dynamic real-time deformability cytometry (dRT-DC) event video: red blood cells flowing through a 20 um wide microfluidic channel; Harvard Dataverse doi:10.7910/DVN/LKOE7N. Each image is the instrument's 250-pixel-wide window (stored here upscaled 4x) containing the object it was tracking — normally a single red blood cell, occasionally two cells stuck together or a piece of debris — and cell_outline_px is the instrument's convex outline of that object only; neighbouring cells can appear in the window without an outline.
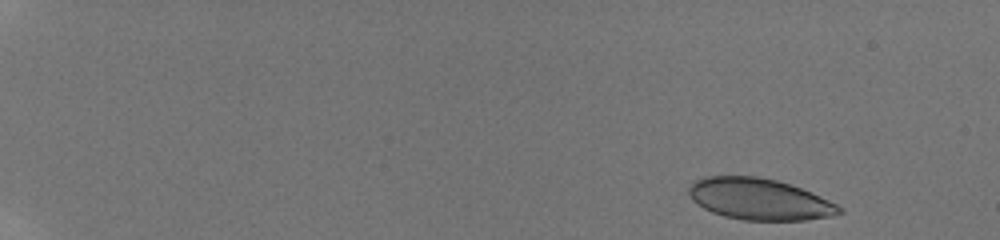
{"species": "human", "species_latin": "Homo sapiens", "temperature_condition": "room temperature", "stored_images_in_passage": 52, "camera_frame_rate_fps": 3000, "um_per_image_px": 0.085, "donor": {"sex": "male"}, "frame": {"image": 1, "passage_image": 3, "time_ms": 0.667, "image_size_px": [1000, 240], "cell_outline_px": [[844, 212], [832, 216], [804, 220], [744, 220], [724, 216], [712, 212], [704, 208], [692, 200], [688, 192], [688, 188], [696, 180], [704, 176], [756, 176], [776, 180], [800, 188], [820, 196], [844, 208]], "centroid_in_image_um": [64.54, 16.93], "position_along_channel_um": 20.5, "area_um2": 36.13}}
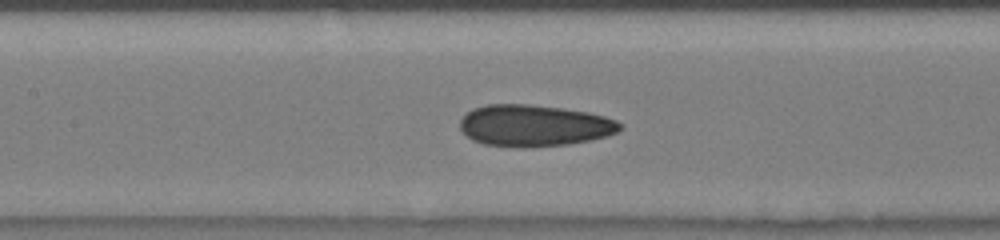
{"frame": {"image": 2, "passage_image": 27, "time_ms": 8.667, "image_size_px": [1000, 240], "cell_outline_px": [[624, 128], [608, 136], [592, 140], [568, 144], [524, 148], [520, 148], [484, 144], [472, 140], [460, 128], [460, 120], [472, 108], [488, 104], [528, 104], [564, 108], [588, 112], [604, 116], [616, 120], [624, 124]], "centroid_in_image_um": [45.44, 10.68], "position_along_channel_um": 162.0, "area_um2": 39.13}}
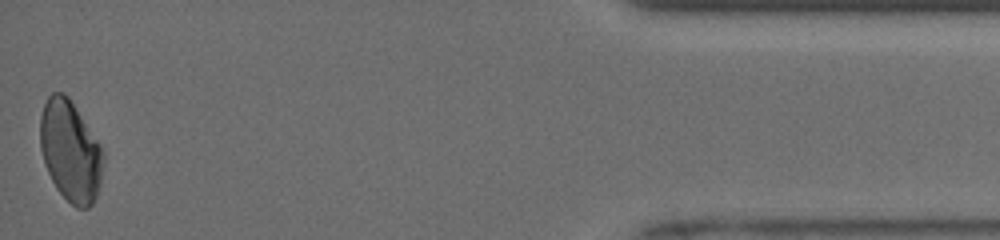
{"frame": {"image": 3, "passage_image": 52, "time_ms": 17.0, "image_size_px": [1000, 240], "cell_outline_px": [[104, 160], [100, 184], [96, 196], [92, 204], [88, 208], [76, 208], [56, 188], [44, 164], [40, 148], [40, 116], [44, 104], [48, 96], [52, 92], [64, 92], [68, 96], [100, 144], [104, 152]], "centroid_in_image_um": [5.98, 12.83], "position_along_channel_um": 429.2, "area_um2": 37.11}, "authors_computed_cell_mechanics": {"area_um2": 37.1654, "velocity_mm_per_s": 3.954, "shape_relaxation_time_tau1_ms": null, "shape_relaxation_time_tau2_ms": 1.8366, "deformation_change_tau1": null, "deformation_change_tau2": 0.0698}}